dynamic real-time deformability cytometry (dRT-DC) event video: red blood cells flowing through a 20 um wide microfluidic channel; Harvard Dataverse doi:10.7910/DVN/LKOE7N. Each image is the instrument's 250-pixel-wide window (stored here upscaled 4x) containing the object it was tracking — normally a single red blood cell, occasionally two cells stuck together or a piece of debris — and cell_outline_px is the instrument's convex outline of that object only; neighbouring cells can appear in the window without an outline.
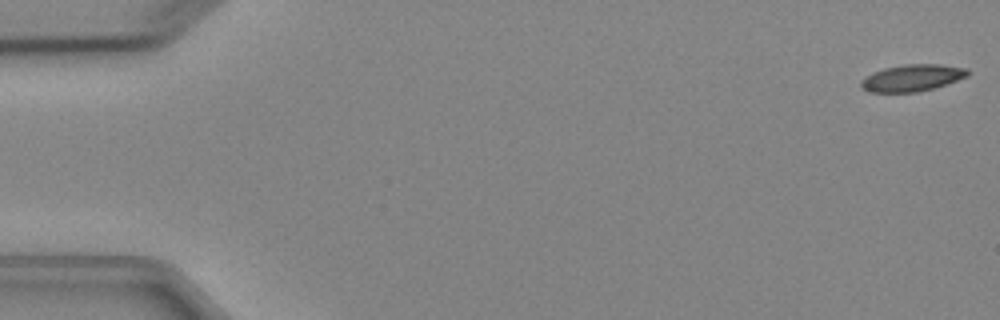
{"species": "Egyptian fruit bat (a non-hibernating species)", "species_latin": "Rousettus aegyptiacus", "temperature_condition": "cold", "stored_images_in_passage": 5, "camera_frame_rate_fps": 3000, "um_per_image_px": 0.085, "animal": {"sex": "female"}, "frame": {"image": 1, "passage_image": 1, "time_ms": 0.0, "image_size_px": [1000, 320], "cell_outline_px": [[968, 76], [932, 88], [916, 92], [868, 92], [860, 88], [860, 80], [872, 72], [884, 68], [904, 64], [940, 64], [968, 68]], "centroid_in_image_um": [77.48, 6.61], "position_along_channel_um": 7.5, "area_um2": 16.65}}
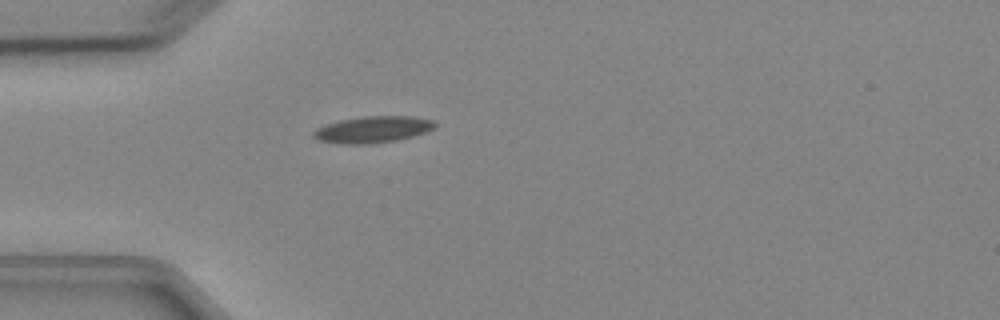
{"frame": {"image": 2, "passage_image": 5, "time_ms": 4.667, "image_size_px": [1000, 320], "cell_outline_px": [[436, 124], [428, 132], [396, 140], [368, 144], [340, 144], [316, 140], [312, 136], [312, 132], [316, 128], [324, 124], [340, 120], [360, 116], [412, 116], [432, 120]], "centroid_in_image_um": [31.62, 11.01], "position_along_channel_um": 53.4, "area_um2": 18.96}}